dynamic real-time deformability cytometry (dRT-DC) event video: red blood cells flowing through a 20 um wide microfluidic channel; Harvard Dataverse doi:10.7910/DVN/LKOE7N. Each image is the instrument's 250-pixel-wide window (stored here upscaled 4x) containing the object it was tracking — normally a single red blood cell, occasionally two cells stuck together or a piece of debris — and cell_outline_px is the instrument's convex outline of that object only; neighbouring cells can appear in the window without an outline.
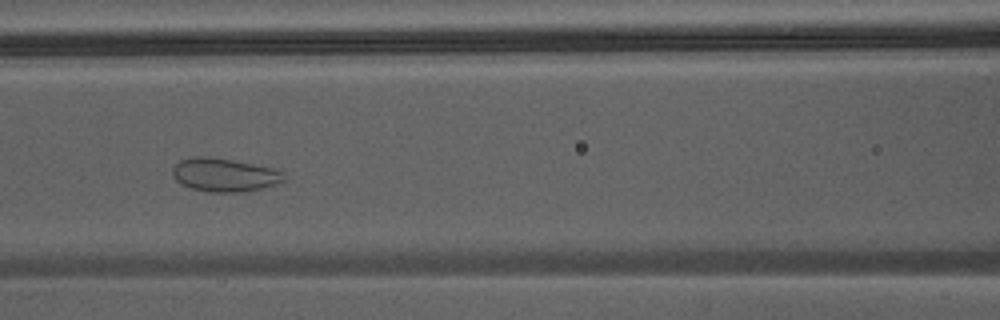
{"species": "Egyptian fruit bat (a non-hibernating species)", "species_latin": "Rousettus aegyptiacus", "temperature_condition": "warm", "stored_images_in_passage": 46, "camera_frame_rate_fps": 3000, "um_per_image_px": 0.085, "animal": {"sex": "male"}, "frame": {"image": 1, "passage_image": 20, "time_ms": 6.333, "image_size_px": [1000, 320], "cell_outline_px": [[284, 180], [276, 184], [260, 188], [240, 192], [208, 192], [192, 188], [176, 180], [172, 176], [172, 168], [180, 160], [192, 156], [204, 156], [232, 160], [272, 168], [284, 172]], "centroid_in_image_um": [19.04, 14.86], "position_along_channel_um": 147.6, "area_um2": 21.44}}
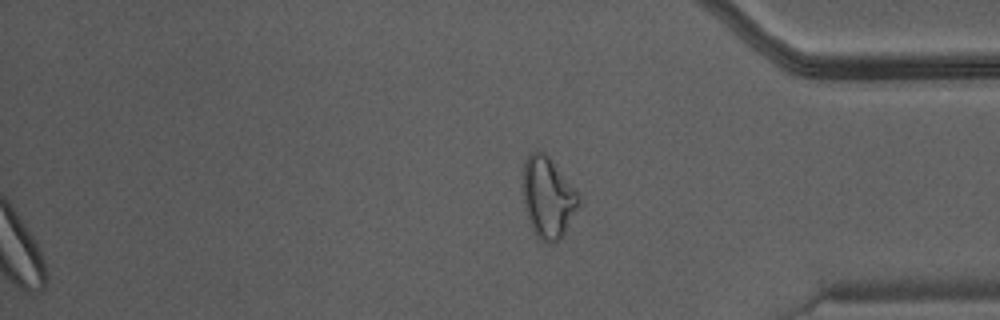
{"frame": {"image": 2, "passage_image": 46, "time_ms": 15.0, "image_size_px": [1000, 320], "cell_outline_px": [[580, 204], [564, 232], [552, 244], [544, 240], [532, 228], [524, 204], [524, 160], [528, 152], [540, 148], [552, 160], [580, 192]], "centroid_in_image_um": [46.6, 16.68], "position_along_channel_um": 388.6, "area_um2": 26.13}}